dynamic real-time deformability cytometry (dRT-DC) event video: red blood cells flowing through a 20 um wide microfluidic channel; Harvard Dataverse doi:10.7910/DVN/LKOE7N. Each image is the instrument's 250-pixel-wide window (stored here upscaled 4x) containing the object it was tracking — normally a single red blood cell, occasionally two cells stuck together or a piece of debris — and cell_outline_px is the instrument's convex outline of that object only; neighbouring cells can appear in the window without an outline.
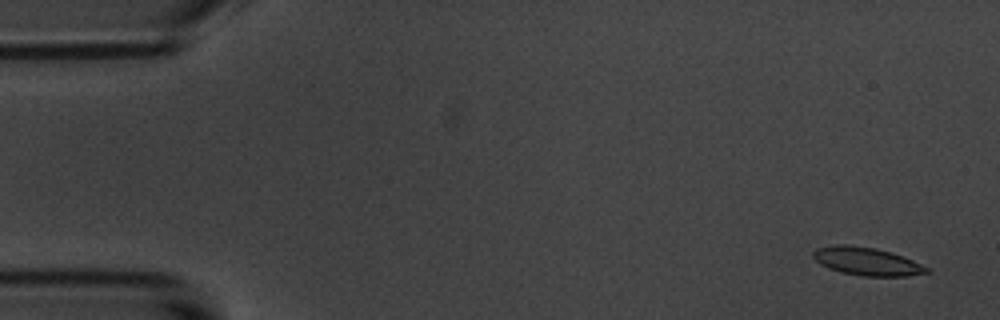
{"species": "common noctule bat (a hibernating species)", "species_latin": "Nyctalus noctula", "temperature_condition": "room temperature", "stored_images_in_passage": 55, "segment_of_instrument_passage": [1, 2], "camera_frame_rate_fps": 3000, "um_per_image_px": 0.085, "animal": {"sex": "male", "body_mass_g": 20.1, "forearm_length_mm": 53.5}, "frame": {"image": 1, "passage_image": 1, "time_ms": 0.0, "image_size_px": [1000, 320], "cell_outline_px": [[932, 272], [904, 276], [864, 276], [840, 272], [828, 268], [820, 264], [812, 256], [812, 252], [816, 248], [836, 244], [848, 244], [876, 248], [912, 260], [932, 268]], "centroid_in_image_um": [73.67, 22.21], "position_along_channel_um": 11.3, "area_um2": 18.61}}
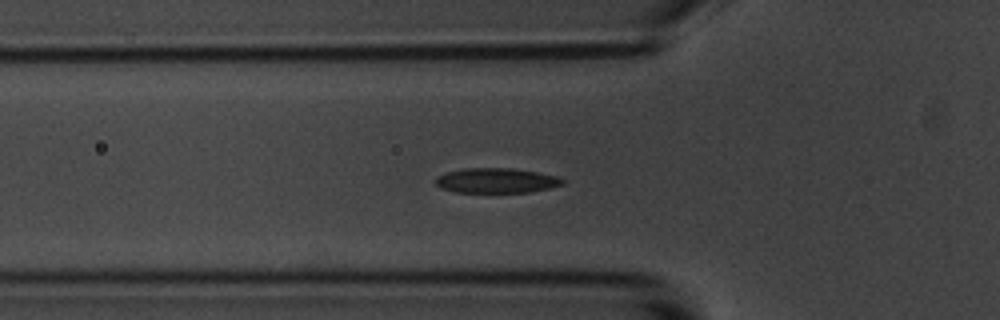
{"frame": {"image": 2, "passage_image": 17, "time_ms": 5.333, "image_size_px": [1000, 320], "cell_outline_px": [[564, 184], [548, 188], [528, 192], [456, 192], [440, 188], [436, 184], [436, 176], [444, 172], [464, 168], [512, 168], [536, 172], [556, 176], [564, 180]], "centroid_in_image_um": [42.14, 15.34], "position_along_channel_um": 83.7, "area_um2": 18.38}}
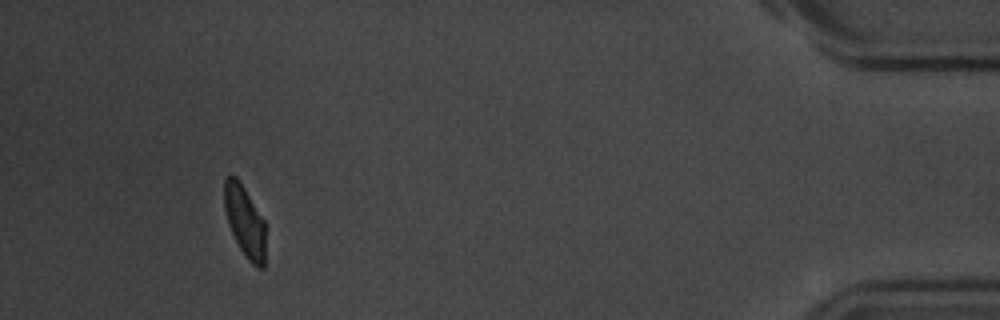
{"frame": {"image": 3, "passage_image": 50, "time_ms": 16.333, "image_size_px": [1000, 320], "cell_outline_px": [[264, 268], [256, 268], [248, 260], [240, 248], [228, 224], [224, 208], [224, 180], [232, 172], [236, 176], [244, 188], [264, 220]], "centroid_in_image_um": [20.78, 18.78], "position_along_channel_um": 414.4, "area_um2": 16.94}}